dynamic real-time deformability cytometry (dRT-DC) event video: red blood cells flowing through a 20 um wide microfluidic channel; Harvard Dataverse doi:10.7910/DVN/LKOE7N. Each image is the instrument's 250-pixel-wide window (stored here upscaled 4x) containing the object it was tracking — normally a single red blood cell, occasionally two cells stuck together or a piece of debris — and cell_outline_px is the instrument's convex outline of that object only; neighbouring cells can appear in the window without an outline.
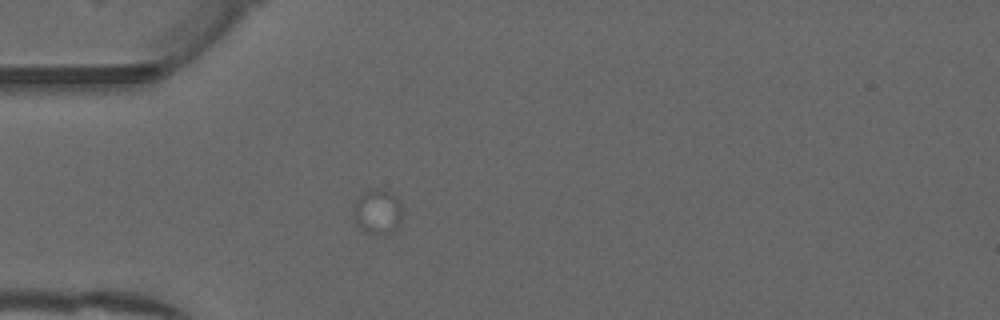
{"species": "common noctule bat (a hibernating species)", "species_latin": "Nyctalus noctula", "temperature_condition": "warm", "stored_images_in_passage": 5, "camera_frame_rate_fps": 3000, "um_per_image_px": 0.085, "animal": {"sex": "male", "forearm_length_mm": 52.5}, "frame": {"image": 1, "passage_image": 1, "time_ms": 0.0, "image_size_px": [1000, 320], "cell_outline_px": [[400, 224], [392, 232], [368, 232], [352, 216], [352, 208], [356, 200], [364, 192], [372, 188], [384, 188], [396, 196], [400, 200]], "centroid_in_image_um": [32.09, 17.91], "position_along_channel_um": 52.9, "area_um2": 12.43}}
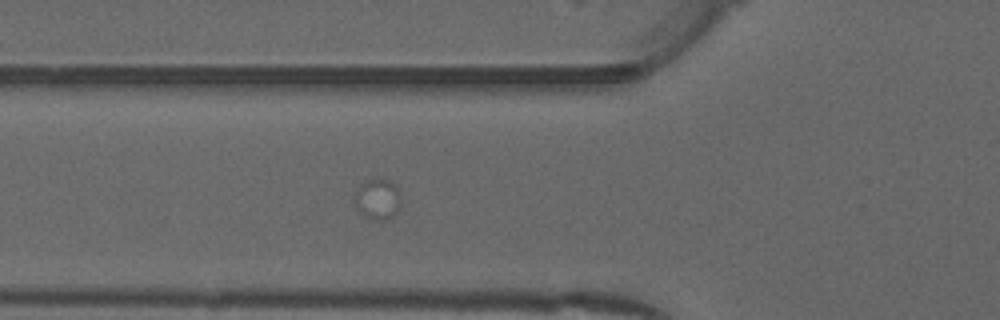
{"frame": {"image": 2, "passage_image": 5, "time_ms": 1.333, "image_size_px": [1000, 320], "cell_outline_px": [[400, 204], [396, 212], [392, 216], [384, 220], [376, 220], [364, 216], [356, 208], [356, 192], [360, 184], [368, 180], [388, 180], [396, 184], [400, 188]], "centroid_in_image_um": [32.13, 16.93], "position_along_channel_um": 93.7, "area_um2": 10.81}}